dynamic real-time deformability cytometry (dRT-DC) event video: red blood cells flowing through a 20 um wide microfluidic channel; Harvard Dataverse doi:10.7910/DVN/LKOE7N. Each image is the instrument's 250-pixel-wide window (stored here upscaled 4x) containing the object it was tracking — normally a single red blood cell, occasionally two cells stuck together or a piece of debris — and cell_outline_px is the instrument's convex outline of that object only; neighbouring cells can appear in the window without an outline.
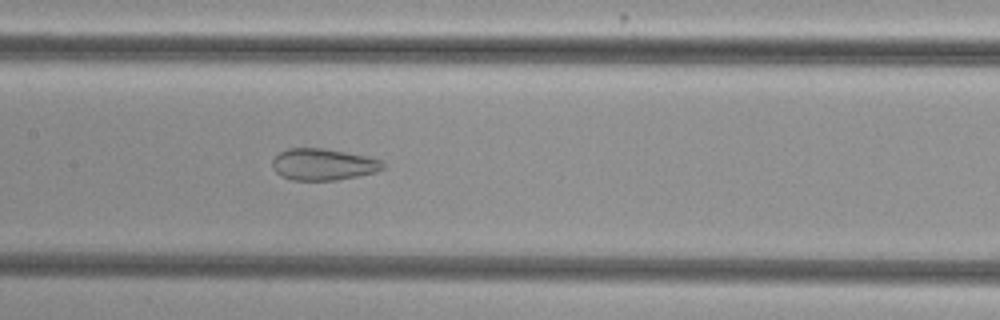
{"species": "common noctule bat (a hibernating species)", "species_latin": "Nyctalus noctula", "temperature_condition": "cold", "stored_images_in_passage": 53, "camera_frame_rate_fps": 3000, "um_per_image_px": 0.085, "animal": {"sex": "female", "body_mass_g": 29.2, "forearm_length_mm": 56.3}, "frame": {"image": 1, "passage_image": 26, "time_ms": 8.333, "image_size_px": [1000, 320], "cell_outline_px": [[384, 168], [376, 172], [336, 180], [292, 180], [280, 176], [272, 168], [272, 160], [280, 152], [288, 148], [324, 148], [364, 156], [380, 160], [384, 164]], "centroid_in_image_um": [27.43, 13.98], "position_along_channel_um": 180.0, "area_um2": 20.23}}
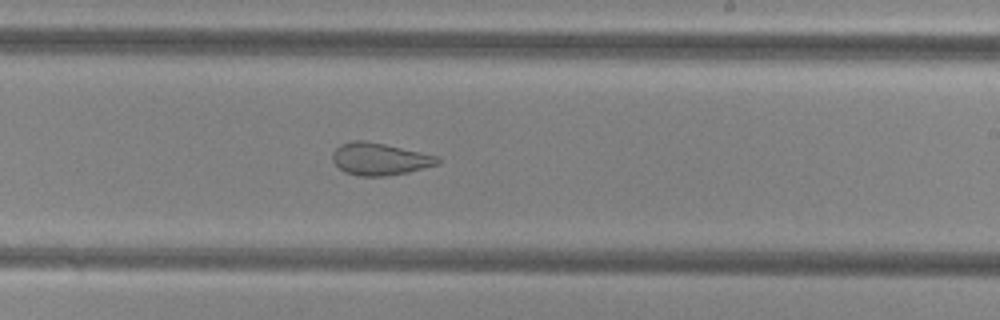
{"frame": {"image": 2, "passage_image": 32, "time_ms": 10.333, "image_size_px": [1000, 320], "cell_outline_px": [[440, 164], [408, 172], [384, 176], [360, 176], [344, 172], [332, 160], [332, 152], [340, 144], [356, 140], [364, 140], [384, 144], [440, 156]], "centroid_in_image_um": [32.29, 13.51], "position_along_channel_um": 256.7, "area_um2": 19.77}}
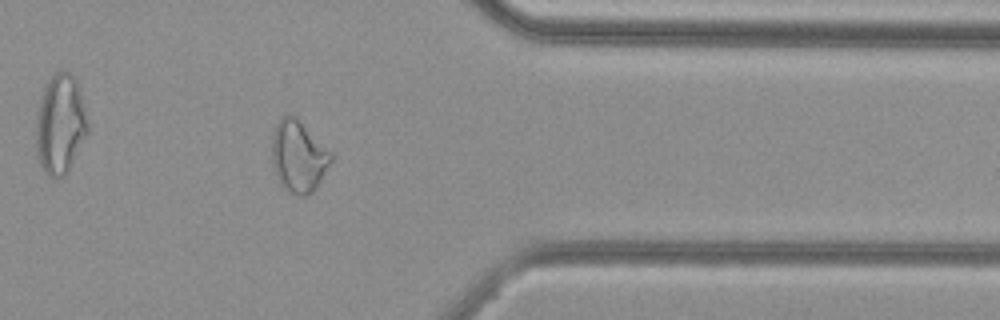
{"frame": {"image": 3, "passage_image": 43, "time_ms": 14.0, "image_size_px": [1000, 320], "cell_outline_px": [[332, 160], [316, 188], [308, 196], [296, 196], [288, 192], [280, 184], [276, 176], [272, 164], [272, 132], [280, 116], [292, 112], [332, 152]], "centroid_in_image_um": [25.35, 13.27], "position_along_channel_um": 386.1, "area_um2": 25.2}, "authors_computed_cell_mechanics": {"area_um2": 22.0218, "velocity_mm_per_s": 3.8508, "shape_relaxation_time_tau1_ms": null, "shape_relaxation_time_tau2_ms": 1.4365, "deformation_change_tau1": null, "deformation_change_tau2": 0.0939}}